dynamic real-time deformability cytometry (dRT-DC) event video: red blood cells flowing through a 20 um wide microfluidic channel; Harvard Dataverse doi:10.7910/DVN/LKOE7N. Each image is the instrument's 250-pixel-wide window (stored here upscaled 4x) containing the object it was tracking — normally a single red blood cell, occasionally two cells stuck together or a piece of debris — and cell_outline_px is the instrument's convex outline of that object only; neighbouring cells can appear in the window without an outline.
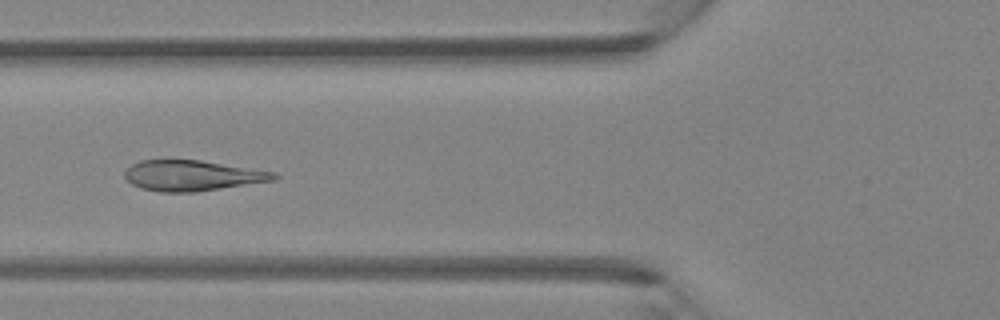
{"species": "Egyptian fruit bat (a non-hibernating species)", "species_latin": "Rousettus aegyptiacus", "temperature_condition": "room temperature", "stored_images_in_passage": 4, "camera_frame_rate_fps": 3000, "um_per_image_px": 0.085, "animal": {"sex": "female"}, "frame": {"image": 1, "passage_image": 4, "time_ms": 1.0, "image_size_px": [1000, 320], "cell_outline_px": [[280, 176], [276, 180], [196, 192], [160, 192], [140, 188], [132, 184], [124, 176], [124, 172], [132, 164], [140, 160], [200, 160], [276, 172]], "centroid_in_image_um": [16.36, 14.93], "position_along_channel_um": 109.4, "area_um2": 26.59}}